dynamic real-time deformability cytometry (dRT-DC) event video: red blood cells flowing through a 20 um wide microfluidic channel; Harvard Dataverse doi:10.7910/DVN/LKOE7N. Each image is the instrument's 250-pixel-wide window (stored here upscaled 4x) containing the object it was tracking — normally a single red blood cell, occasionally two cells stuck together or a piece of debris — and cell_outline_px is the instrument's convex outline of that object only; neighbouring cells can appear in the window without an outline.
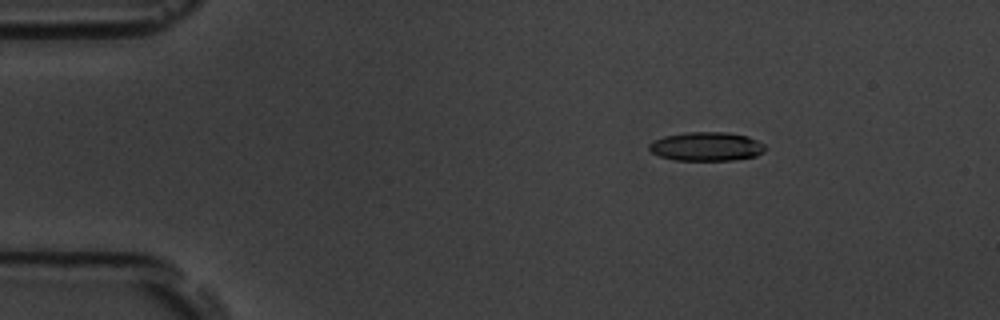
{"species": "common noctule bat (a hibernating species)", "species_latin": "Nyctalus noctula", "temperature_condition": "room temperature", "stored_images_in_passage": 47, "camera_frame_rate_fps": 3000, "um_per_image_px": 0.085, "animal": {"sex": "male", "body_mass_g": 19.5, "forearm_length_mm": 54.6}, "frame": {"image": 1, "passage_image": 1, "time_ms": 0.0, "image_size_px": [1000, 320], "cell_outline_px": [[768, 148], [764, 152], [756, 156], [732, 160], [676, 160], [660, 156], [652, 152], [648, 148], [648, 144], [652, 140], [664, 136], [688, 132], [728, 132], [748, 136], [764, 144]], "centroid_in_image_um": [60.06, 12.44], "position_along_channel_um": 24.9, "area_um2": 19.65}}
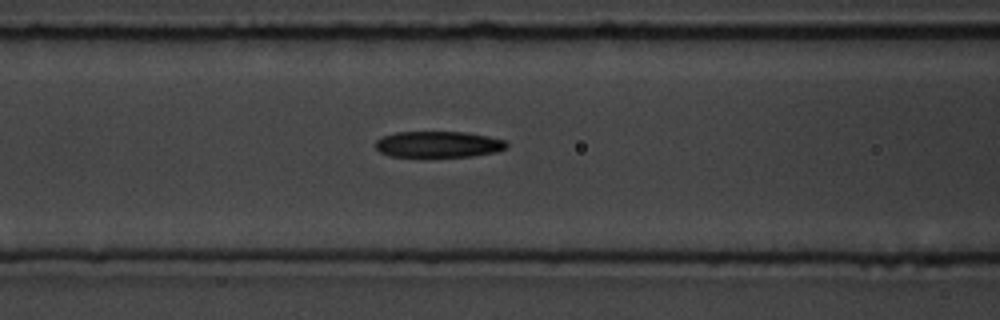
{"frame": {"image": 2, "passage_image": 15, "time_ms": 4.667, "image_size_px": [1000, 320], "cell_outline_px": [[508, 144], [504, 148], [496, 152], [472, 156], [392, 156], [380, 152], [376, 148], [376, 140], [384, 136], [396, 132], [464, 132], [488, 136], [504, 140]], "centroid_in_image_um": [37.26, 12.26], "position_along_channel_um": 129.3, "area_um2": 19.71}}
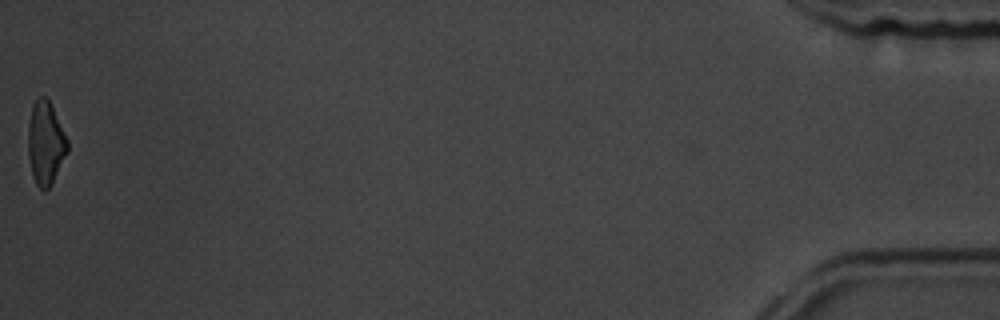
{"frame": {"image": 3, "passage_image": 47, "time_ms": 15.333, "image_size_px": [1000, 320], "cell_outline_px": [[68, 152], [52, 184], [44, 192], [36, 184], [32, 176], [28, 156], [28, 124], [32, 104], [40, 96], [44, 96], [48, 100], [68, 140]], "centroid_in_image_um": [3.86, 12.2], "position_along_channel_um": 431.3, "area_um2": 19.13}, "authors_computed_cell_mechanics": {"area_um2": 20.2878, "velocity_mm_per_s": 3.7707, "shape_relaxation_time_tau1_ms": 3.3188, "shape_relaxation_time_tau2_ms": 10.1391, "deformation_change_tau1": 0.1448, "deformation_change_tau2": 0.237}}